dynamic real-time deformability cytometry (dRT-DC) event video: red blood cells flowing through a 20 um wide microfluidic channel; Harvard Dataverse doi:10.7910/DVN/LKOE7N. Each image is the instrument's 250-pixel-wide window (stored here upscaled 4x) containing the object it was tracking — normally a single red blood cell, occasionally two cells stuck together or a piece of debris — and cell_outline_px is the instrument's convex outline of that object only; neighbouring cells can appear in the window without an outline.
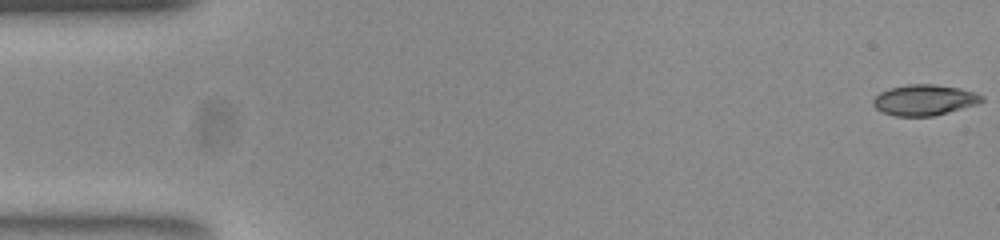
{"species": "common noctule bat (a hibernating species)", "species_latin": "Nyctalus noctula", "temperature_condition": "room temperature", "stored_images_in_passage": 16, "camera_frame_rate_fps": 3000, "um_per_image_px": 0.085, "animal": {"sex": "female", "body_mass_g": 23.0, "forearm_length_mm": 53.4}, "frame": {"image": 1, "passage_image": 1, "time_ms": 0.0, "image_size_px": [1000, 240], "cell_outline_px": [[984, 100], [976, 104], [948, 112], [932, 116], [896, 116], [884, 112], [876, 108], [872, 104], [872, 100], [880, 92], [892, 88], [908, 84], [932, 84], [960, 88], [976, 92], [984, 96]], "centroid_in_image_um": [78.58, 8.49], "position_along_channel_um": 6.4, "area_um2": 19.31}}
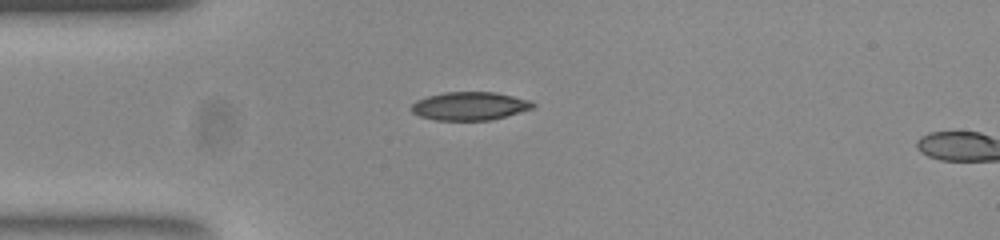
{"frame": {"image": 2, "passage_image": 14, "time_ms": 4.333, "image_size_px": [1000, 240], "cell_outline_px": [[536, 108], [492, 120], [436, 120], [420, 116], [412, 112], [408, 108], [416, 100], [428, 96], [444, 92], [496, 92], [528, 100], [536, 104]], "centroid_in_image_um": [39.93, 9.02], "position_along_channel_um": 45.1, "area_um2": 20.17}}